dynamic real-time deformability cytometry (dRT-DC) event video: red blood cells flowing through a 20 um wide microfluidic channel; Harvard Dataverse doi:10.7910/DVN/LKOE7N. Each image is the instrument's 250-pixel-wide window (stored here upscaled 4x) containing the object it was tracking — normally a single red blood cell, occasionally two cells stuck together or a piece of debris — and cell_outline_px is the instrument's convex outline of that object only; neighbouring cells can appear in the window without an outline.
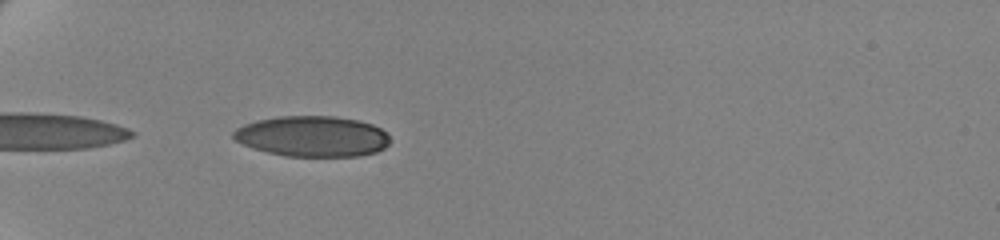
{"species": "human", "species_latin": "Homo sapiens", "temperature_condition": "cold", "stored_images_in_passage": 41, "camera_frame_rate_fps": 3000, "um_per_image_px": 0.085, "donor": {"sex": "female"}, "frame": {"image": 1, "passage_image": 2, "time_ms": 0.333, "image_size_px": [1000, 240], "cell_outline_px": [[388, 144], [384, 148], [376, 152], [360, 156], [288, 156], [268, 152], [252, 148], [236, 140], [232, 136], [232, 132], [236, 128], [244, 124], [256, 120], [276, 116], [336, 116], [360, 120], [372, 124], [380, 128], [388, 136]], "centroid_in_image_um": [26.54, 11.57], "position_along_channel_um": 58.5, "area_um2": 37.17}}
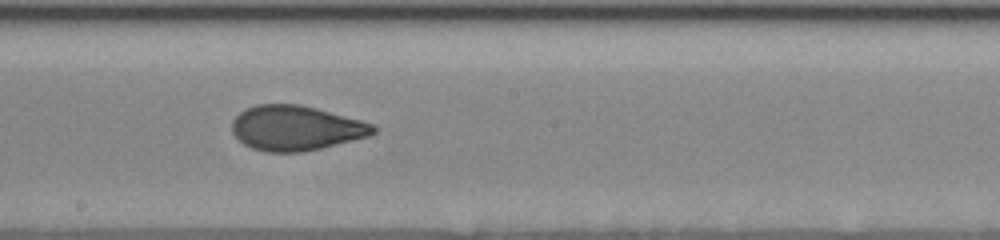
{"frame": {"image": 2, "passage_image": 18, "time_ms": 5.667, "image_size_px": [1000, 240], "cell_outline_px": [[376, 132], [368, 136], [320, 148], [300, 152], [264, 152], [252, 148], [244, 144], [232, 132], [232, 120], [244, 108], [256, 104], [300, 104], [364, 120], [372, 124], [376, 128]], "centroid_in_image_um": [25.14, 10.87], "position_along_channel_um": 223.1, "area_um2": 36.99}}
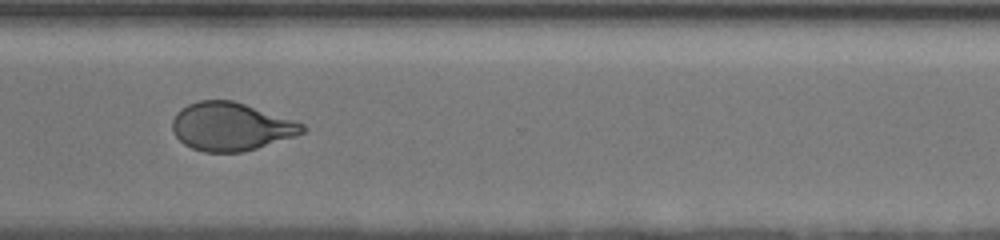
{"frame": {"image": 3, "passage_image": 29, "time_ms": 9.333, "image_size_px": [1000, 240], "cell_outline_px": [[304, 132], [244, 152], [204, 152], [192, 148], [184, 144], [176, 136], [172, 128], [172, 120], [176, 112], [180, 108], [188, 104], [200, 100], [232, 100], [304, 124]], "centroid_in_image_um": [19.56, 10.76], "position_along_channel_um": 351.0, "area_um2": 35.95}, "authors_computed_cell_mechanics": {"area_um2": 37.6856, "velocity_mm_per_s": 3.5034, "shape_relaxation_time_tau1_ms": 7.5269, "shape_relaxation_time_tau2_ms": 0.9576, "deformation_change_tau1": 0.1734, "deformation_change_tau2": 0.0618}}